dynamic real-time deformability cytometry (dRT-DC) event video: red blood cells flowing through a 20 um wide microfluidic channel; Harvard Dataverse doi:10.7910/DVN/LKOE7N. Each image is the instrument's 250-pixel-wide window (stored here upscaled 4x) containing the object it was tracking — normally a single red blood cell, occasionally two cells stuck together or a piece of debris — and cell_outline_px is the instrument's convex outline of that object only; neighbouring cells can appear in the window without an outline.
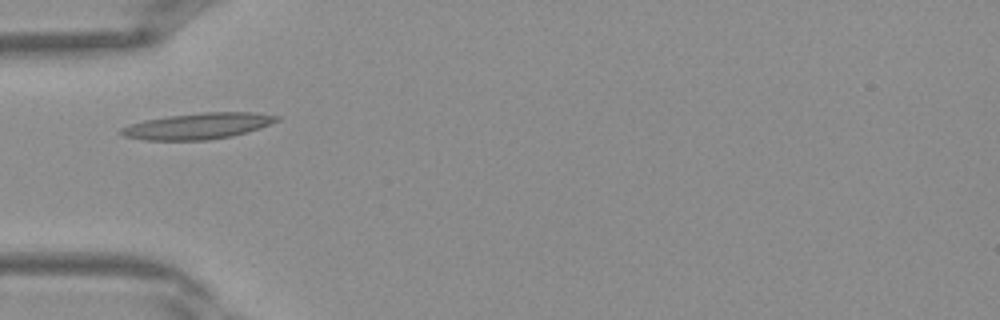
{"species": "Egyptian fruit bat (a non-hibernating species)", "species_latin": "Rousettus aegyptiacus", "temperature_condition": "warm", "stored_images_in_passage": 28, "camera_frame_rate_fps": 3000, "um_per_image_px": 0.085, "frame": {"image": 1, "passage_image": 1, "time_ms": 0.0, "image_size_px": [1000, 320], "cell_outline_px": [[280, 120], [260, 128], [232, 136], [208, 140], [144, 140], [124, 136], [116, 132], [120, 128], [128, 124], [144, 120], [168, 116], [200, 112], [256, 112], [280, 116]], "centroid_in_image_um": [16.79, 10.71], "position_along_channel_um": 68.2, "area_um2": 23.93}}
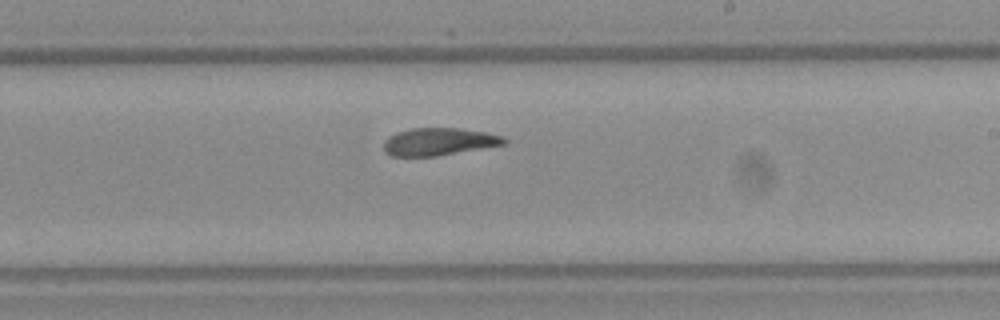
{"frame": {"image": 2, "passage_image": 12, "time_ms": 3.667, "image_size_px": [1000, 320], "cell_outline_px": [[508, 144], [436, 156], [392, 156], [384, 152], [384, 140], [388, 136], [396, 132], [412, 128], [460, 128], [488, 132], [504, 136], [508, 140]], "centroid_in_image_um": [37.34, 12.03], "position_along_channel_um": 251.7, "area_um2": 19.59}}
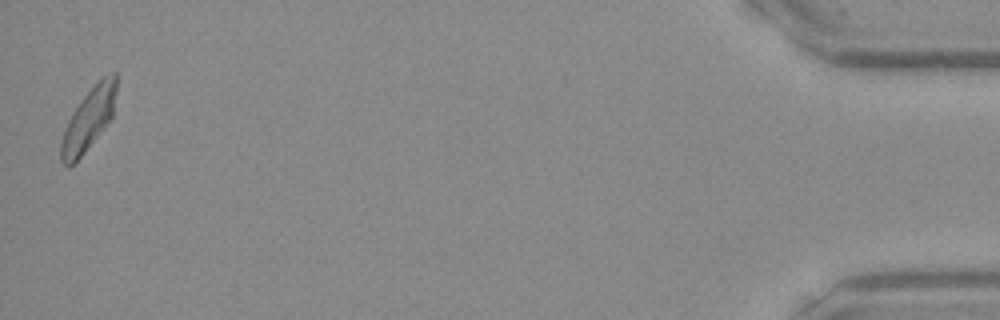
{"frame": {"image": 3, "passage_image": 28, "time_ms": 9.0, "image_size_px": [1000, 320], "cell_outline_px": [[116, 88], [112, 116], [84, 152], [68, 168], [60, 160], [60, 144], [64, 128], [72, 112], [84, 96], [108, 72], [116, 72]], "centroid_in_image_um": [7.5, 10.14], "position_along_channel_um": 427.7, "area_um2": 19.42}}